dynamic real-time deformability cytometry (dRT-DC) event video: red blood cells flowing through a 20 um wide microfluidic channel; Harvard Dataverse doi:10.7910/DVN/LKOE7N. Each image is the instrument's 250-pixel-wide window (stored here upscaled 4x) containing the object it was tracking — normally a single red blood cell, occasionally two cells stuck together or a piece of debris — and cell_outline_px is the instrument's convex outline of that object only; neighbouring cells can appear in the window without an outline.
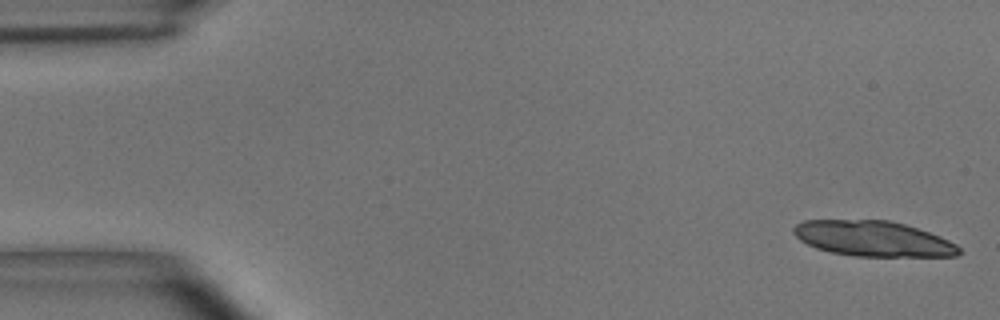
{"species": "common noctule bat (a hibernating species)", "species_latin": "Nyctalus noctula", "temperature_condition": "room temperature", "stored_images_in_passage": 6, "camera_frame_rate_fps": 3000, "um_per_image_px": 0.085, "animal": {"sex": "male", "body_mass_g": 15.6}, "frame": {"image": 1, "passage_image": 1, "time_ms": 0.0, "image_size_px": [1000, 320], "cell_outline_px": [[960, 252], [956, 256], [852, 256], [832, 252], [816, 248], [800, 240], [792, 232], [792, 228], [796, 224], [804, 220], [888, 220], [904, 224], [940, 236], [956, 244], [960, 248]], "centroid_in_image_um": [74.19, 20.28], "position_along_channel_um": 10.8, "area_um2": 33.93}}